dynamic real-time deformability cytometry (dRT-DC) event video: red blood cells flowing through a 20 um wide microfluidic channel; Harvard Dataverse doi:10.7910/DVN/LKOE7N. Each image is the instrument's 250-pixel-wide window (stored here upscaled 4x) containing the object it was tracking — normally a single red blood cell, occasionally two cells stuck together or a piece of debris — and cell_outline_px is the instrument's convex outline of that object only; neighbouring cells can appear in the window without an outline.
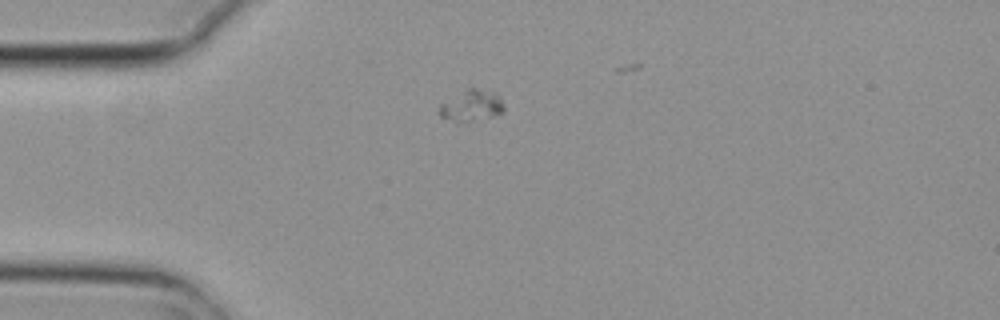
{"species": "common noctule bat (a hibernating species)", "species_latin": "Nyctalus noctula", "temperature_condition": "cold", "stored_images_in_passage": 2, "camera_frame_rate_fps": 3000, "um_per_image_px": 0.085, "animal": {"sex": "female", "body_mass_g": 29.2, "forearm_length_mm": 56.3}, "frame": {"image": 1, "passage_image": 1, "time_ms": 0.0, "image_size_px": [1000, 320], "cell_outline_px": [[504, 112], [496, 116], [472, 120], [452, 120], [440, 116], [440, 104], [468, 88], [476, 88], [496, 92], [500, 96], [504, 104]], "centroid_in_image_um": [40.16, 8.95], "position_along_channel_um": 44.8, "area_um2": 11.5}}